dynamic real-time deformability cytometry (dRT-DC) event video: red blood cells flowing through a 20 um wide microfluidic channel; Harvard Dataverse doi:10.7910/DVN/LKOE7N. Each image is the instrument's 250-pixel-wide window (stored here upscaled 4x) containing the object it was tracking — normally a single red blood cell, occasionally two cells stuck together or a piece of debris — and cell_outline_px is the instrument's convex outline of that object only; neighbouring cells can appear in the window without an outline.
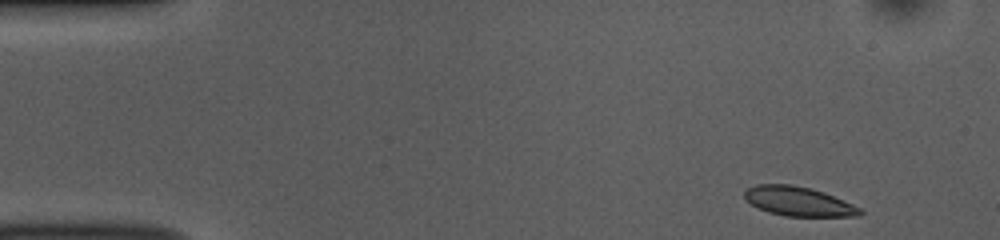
{"species": "common noctule bat (a hibernating species)", "species_latin": "Nyctalus noctula", "temperature_condition": "room temperature", "stored_images_in_passage": 48, "camera_frame_rate_fps": 3000, "um_per_image_px": 0.085, "animal": {"sex": "female", "body_mass_g": 10.0, "forearm_length_mm": 53.1}, "frame": {"image": 1, "passage_image": 1, "time_ms": 0.0, "image_size_px": [1000, 240], "cell_outline_px": [[864, 212], [860, 216], [784, 216], [768, 212], [756, 208], [744, 196], [744, 192], [748, 188], [756, 184], [792, 184], [812, 188], [824, 192], [852, 204], [860, 208]], "centroid_in_image_um": [67.86, 17.11], "position_along_channel_um": 17.1, "area_um2": 19.77}}
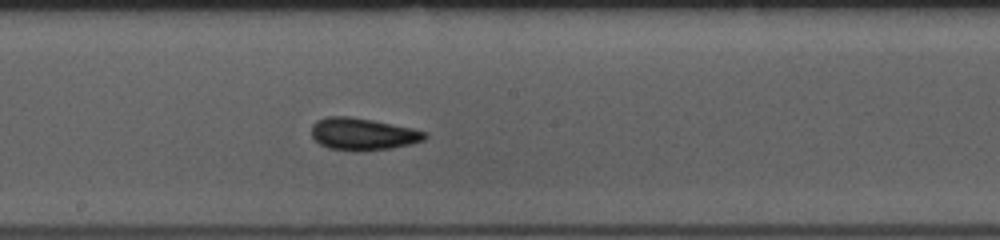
{"frame": {"image": 2, "passage_image": 24, "time_ms": 7.667, "image_size_px": [1000, 240], "cell_outline_px": [[428, 136], [424, 140], [412, 144], [392, 148], [360, 152], [356, 152], [328, 148], [320, 144], [312, 136], [312, 124], [316, 120], [328, 116], [348, 116], [372, 120], [412, 128], [428, 132]], "centroid_in_image_um": [30.85, 11.41], "position_along_channel_um": 217.3, "area_um2": 21.5}}
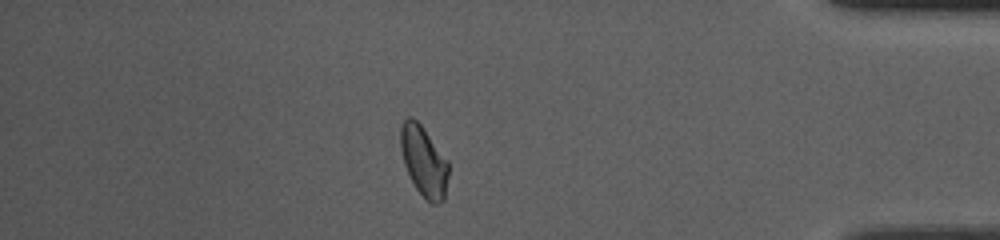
{"frame": {"image": 3, "passage_image": 41, "time_ms": 13.333, "image_size_px": [1000, 240], "cell_outline_px": [[448, 176], [444, 200], [440, 204], [432, 204], [424, 200], [416, 188], [404, 164], [400, 148], [400, 128], [404, 120], [408, 116], [412, 116], [420, 124], [448, 160]], "centroid_in_image_um": [36.02, 13.73], "position_along_channel_um": 399.2, "area_um2": 19.71}, "authors_computed_cell_mechanics": {"area_um2": 20.1722, "velocity_mm_per_s": 3.8582, "shape_relaxation_time_tau1_ms": 3.9273, "shape_relaxation_time_tau2_ms": 1.65, "deformation_change_tau1": 0.137, "deformation_change_tau2": 0.0795}}